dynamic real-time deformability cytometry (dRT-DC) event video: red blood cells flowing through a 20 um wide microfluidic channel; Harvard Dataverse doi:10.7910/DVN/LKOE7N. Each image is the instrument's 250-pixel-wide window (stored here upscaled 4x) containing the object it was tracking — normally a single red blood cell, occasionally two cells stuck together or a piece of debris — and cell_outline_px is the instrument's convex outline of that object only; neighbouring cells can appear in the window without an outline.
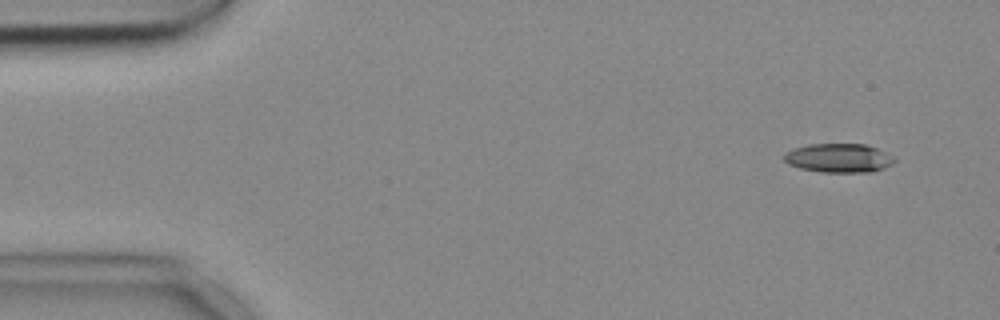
{"species": "common noctule bat (a hibernating species)", "species_latin": "Nyctalus noctula", "temperature_condition": "cold", "stored_images_in_passage": 4, "camera_frame_rate_fps": 3000, "um_per_image_px": 0.085, "animal": {"sex": "female", "body_mass_g": 18.4}, "frame": {"image": 1, "passage_image": 1, "time_ms": 0.0, "image_size_px": [1000, 320], "cell_outline_px": [[896, 160], [892, 164], [884, 168], [872, 172], [824, 172], [800, 168], [788, 164], [784, 160], [784, 156], [788, 152], [796, 148], [808, 144], [864, 144], [876, 148], [892, 156]], "centroid_in_image_um": [71.32, 13.44], "position_along_channel_um": 13.7, "area_um2": 18.38}}
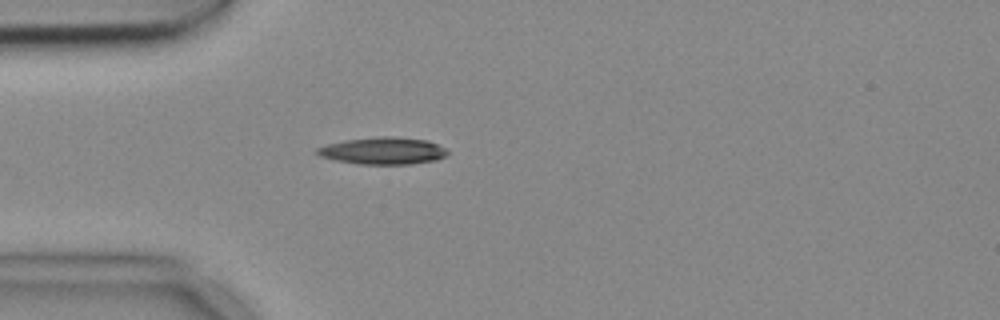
{"frame": {"image": 2, "passage_image": 4, "time_ms": 1.0, "image_size_px": [1000, 320], "cell_outline_px": [[448, 152], [444, 156], [436, 160], [412, 164], [360, 164], [336, 160], [320, 156], [312, 152], [316, 148], [328, 144], [344, 140], [376, 136], [392, 136], [428, 140], [444, 148]], "centroid_in_image_um": [32.51, 12.81], "position_along_channel_um": 52.5, "area_um2": 20.63}}